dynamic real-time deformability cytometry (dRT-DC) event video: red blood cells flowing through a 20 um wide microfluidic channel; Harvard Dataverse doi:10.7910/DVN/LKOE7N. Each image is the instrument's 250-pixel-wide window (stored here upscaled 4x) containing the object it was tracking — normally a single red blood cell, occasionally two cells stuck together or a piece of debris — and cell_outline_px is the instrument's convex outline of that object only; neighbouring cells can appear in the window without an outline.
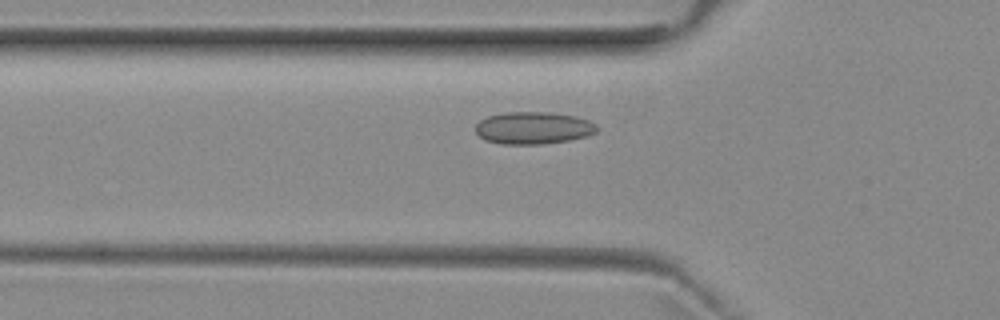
{"species": "common noctule bat (a hibernating species)", "species_latin": "Nyctalus noctula", "temperature_condition": "room temperature", "stored_images_in_passage": 49, "camera_frame_rate_fps": 3000, "um_per_image_px": 0.085, "animal": {"sex": "female", "body_mass_g": 29.2, "forearm_length_mm": 56.3}, "frame": {"image": 1, "passage_image": 14, "time_ms": 4.333, "image_size_px": [1000, 320], "cell_outline_px": [[600, 128], [596, 132], [584, 136], [568, 140], [540, 144], [500, 144], [484, 140], [476, 132], [476, 124], [480, 120], [488, 116], [504, 112], [548, 112], [576, 116], [588, 120], [596, 124]], "centroid_in_image_um": [45.32, 10.87], "position_along_channel_um": 80.5, "area_um2": 22.83}}
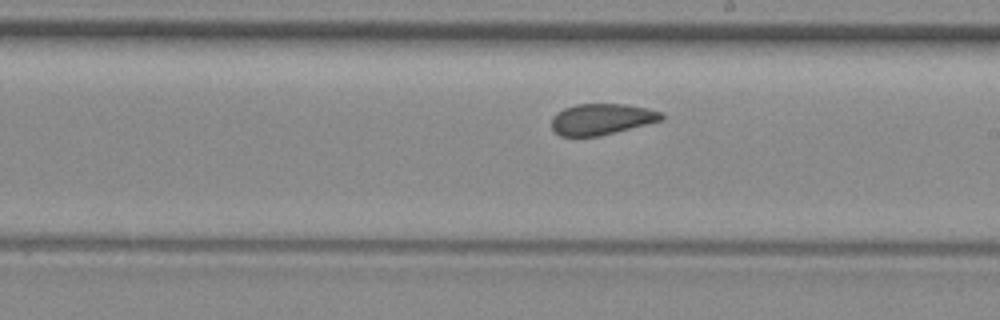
{"frame": {"image": 2, "passage_image": 26, "time_ms": 8.333, "image_size_px": [1000, 320], "cell_outline_px": [[664, 120], [600, 136], [560, 136], [552, 128], [552, 116], [556, 112], [564, 108], [576, 104], [624, 104], [648, 108], [664, 112]], "centroid_in_image_um": [51.17, 10.12], "position_along_channel_um": 237.8, "area_um2": 20.11}}
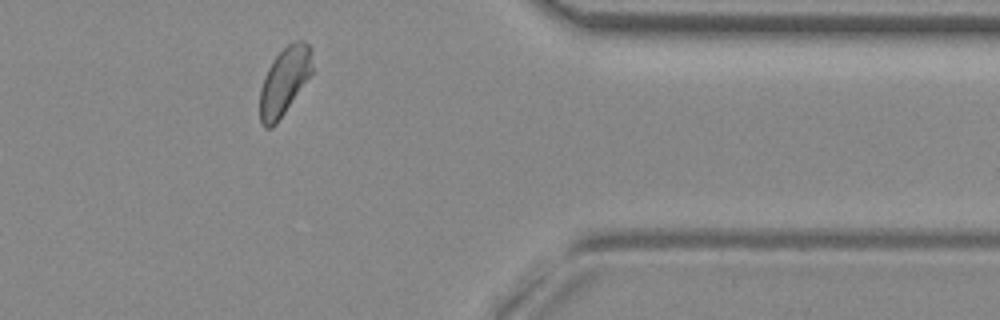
{"frame": {"image": 3, "passage_image": 39, "time_ms": 12.667, "image_size_px": [1000, 320], "cell_outline_px": [[312, 72], [276, 124], [272, 128], [264, 128], [260, 120], [260, 88], [264, 76], [268, 68], [276, 56], [292, 40], [304, 40], [308, 44], [312, 68]], "centroid_in_image_um": [24.14, 6.91], "position_along_channel_um": 387.3, "area_um2": 20.23}, "authors_computed_cell_mechanics": {"area_um2": 20.9814, "velocity_mm_per_s": 3.9374, "shape_relaxation_time_tau1_ms": null, "shape_relaxation_time_tau2_ms": 2.2232, "deformation_change_tau1": null, "deformation_change_tau2": 0.0583}}